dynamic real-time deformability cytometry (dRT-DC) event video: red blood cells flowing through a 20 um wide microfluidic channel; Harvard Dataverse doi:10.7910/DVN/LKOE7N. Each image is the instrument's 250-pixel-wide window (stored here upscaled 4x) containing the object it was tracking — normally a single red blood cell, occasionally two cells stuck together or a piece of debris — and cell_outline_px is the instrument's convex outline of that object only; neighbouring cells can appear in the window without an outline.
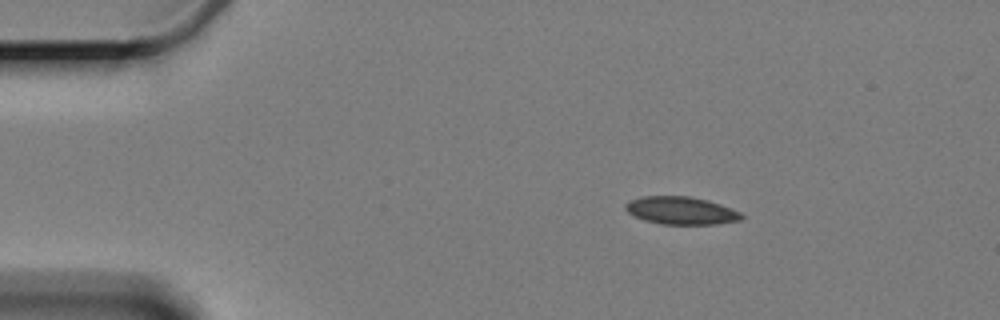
{"species": "Egyptian fruit bat (a non-hibernating species)", "species_latin": "Rousettus aegyptiacus", "temperature_condition": "cold", "stored_images_in_passage": 4, "camera_frame_rate_fps": 3000, "um_per_image_px": 0.085, "animal": {"sex": "female"}, "frame": {"image": 1, "passage_image": 2, "time_ms": 2.0, "image_size_px": [1000, 320], "cell_outline_px": [[744, 216], [740, 220], [716, 224], [664, 224], [644, 220], [628, 212], [624, 208], [624, 204], [628, 200], [640, 196], [688, 196], [708, 200], [720, 204], [740, 212]], "centroid_in_image_um": [57.86, 17.89], "position_along_channel_um": 27.1, "area_um2": 18.73}}